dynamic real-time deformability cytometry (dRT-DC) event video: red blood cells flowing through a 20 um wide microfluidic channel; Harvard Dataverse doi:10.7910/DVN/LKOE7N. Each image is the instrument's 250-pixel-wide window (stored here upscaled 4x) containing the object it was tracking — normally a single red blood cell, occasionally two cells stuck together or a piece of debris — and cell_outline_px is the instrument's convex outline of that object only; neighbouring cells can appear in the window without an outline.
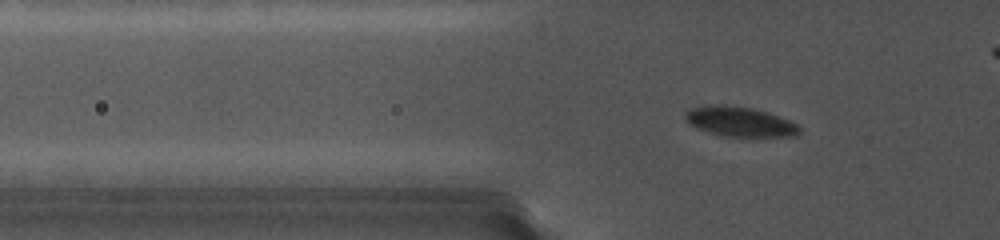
{"species": "common noctule bat (a hibernating species)", "species_latin": "Nyctalus noctula", "temperature_condition": "cold", "stored_images_in_passage": 42, "segment_of_instrument_passage": [1, 2], "camera_frame_rate_fps": 5000, "um_per_image_px": 0.085, "animal": {"sex": "female", "body_mass_g": 19.0, "forearm_length_mm": 56.7}, "frame": {"image": 1, "passage_image": 12, "time_ms": 4.8, "image_size_px": [1000, 240], "cell_outline_px": [[800, 132], [796, 136], [720, 136], [696, 128], [688, 124], [684, 120], [684, 112], [692, 108], [712, 104], [752, 108], [768, 112], [788, 120], [796, 124], [800, 128]], "centroid_in_image_um": [62.82, 10.34], "position_along_channel_um": 63.0, "area_um2": 19.77}}
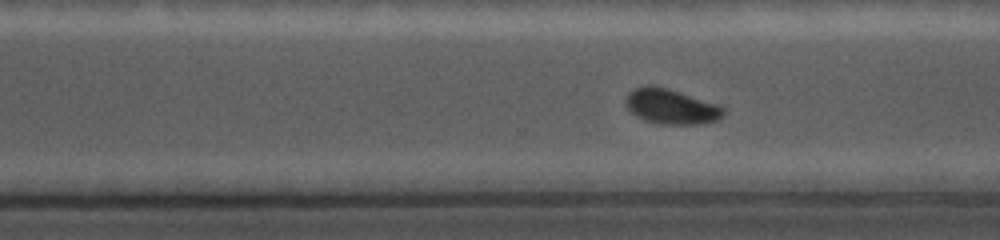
{"frame": {"image": 2, "passage_image": 30, "time_ms": 11.8, "image_size_px": [1000, 240], "cell_outline_px": [[724, 116], [720, 120], [704, 124], [660, 124], [644, 120], [636, 116], [628, 108], [628, 92], [636, 88], [648, 84], [664, 88], [716, 104], [724, 108]], "centroid_in_image_um": [57.08, 9.09], "position_along_channel_um": 313.5, "area_um2": 19.54}}
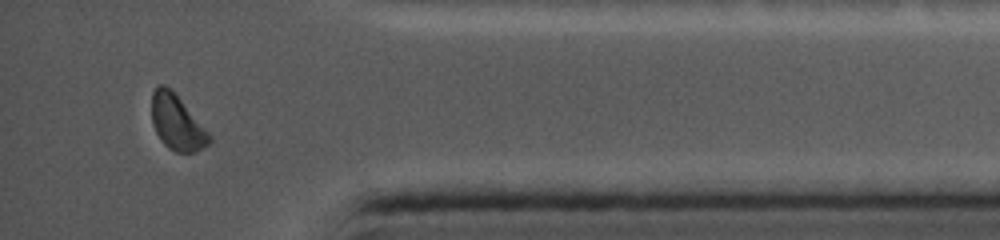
{"frame": {"image": 3, "passage_image": 39, "time_ms": 14.8, "image_size_px": [1000, 240], "cell_outline_px": [[212, 140], [208, 144], [196, 152], [176, 152], [168, 148], [164, 144], [156, 132], [152, 124], [152, 92], [160, 84], [164, 84], [180, 100], [212, 136]], "centroid_in_image_um": [15.03, 10.45], "position_along_channel_um": 420.2, "area_um2": 18.03}}